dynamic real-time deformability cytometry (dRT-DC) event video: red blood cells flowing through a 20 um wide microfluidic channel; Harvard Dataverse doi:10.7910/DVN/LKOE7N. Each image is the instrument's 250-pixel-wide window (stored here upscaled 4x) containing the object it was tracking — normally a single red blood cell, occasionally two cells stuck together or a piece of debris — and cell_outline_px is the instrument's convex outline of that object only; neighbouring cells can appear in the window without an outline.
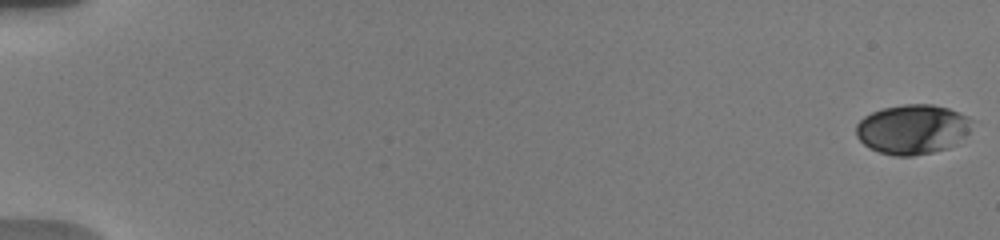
{"species": "human", "species_latin": "Homo sapiens", "temperature_condition": "warm", "stored_images_in_passage": 52, "camera_frame_rate_fps": 3000, "um_per_image_px": 0.085, "donor": {"sex": "male"}, "frame": {"image": 1, "passage_image": 1, "time_ms": 0.0, "image_size_px": [1000, 240], "cell_outline_px": [[972, 120], [968, 132], [964, 136], [948, 148], [932, 152], [912, 156], [892, 156], [868, 148], [856, 136], [856, 124], [864, 116], [872, 112], [884, 108], [904, 104], [932, 104], [948, 108], [968, 116]], "centroid_in_image_um": [77.53, 10.99], "position_along_channel_um": 7.5, "area_um2": 33.47}}
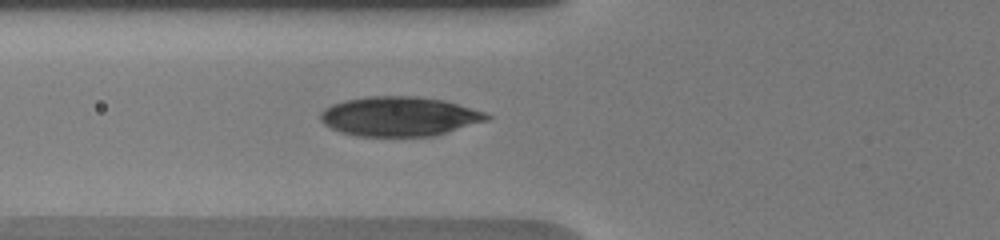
{"frame": {"image": 2, "passage_image": 21, "time_ms": 7.333, "image_size_px": [1000, 240], "cell_outline_px": [[492, 116], [488, 120], [436, 136], [356, 136], [340, 132], [324, 124], [320, 120], [320, 112], [324, 108], [332, 104], [344, 100], [368, 96], [412, 96], [444, 100], [484, 112]], "centroid_in_image_um": [33.93, 9.9], "position_along_channel_um": 91.9, "area_um2": 38.38}}
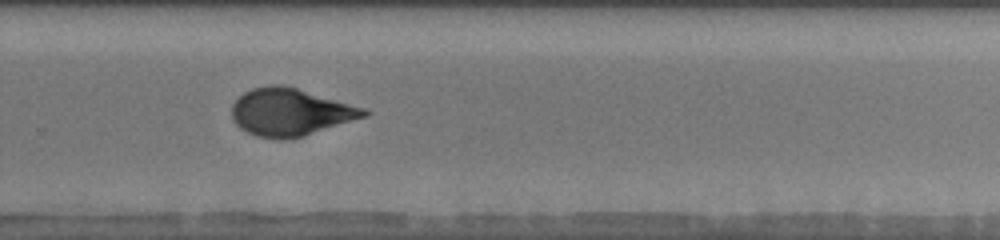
{"frame": {"image": 3, "passage_image": 36, "time_ms": 13.0, "image_size_px": [1000, 240], "cell_outline_px": [[372, 112], [368, 116], [304, 136], [284, 140], [276, 140], [256, 136], [240, 128], [232, 120], [232, 104], [244, 92], [252, 88], [272, 84], [280, 84], [296, 88], [368, 108]], "centroid_in_image_um": [24.71, 9.54], "position_along_channel_um": 305.1, "area_um2": 36.88}, "authors_computed_cell_mechanics": {"area_um2": 35.7782, "velocity_mm_per_s": 3.7625, "shape_relaxation_time_tau1_ms": 5.0634, "shape_relaxation_time_tau2_ms": 1.5062, "deformation_change_tau1": 0.1634, "deformation_change_tau2": 0.0675}}